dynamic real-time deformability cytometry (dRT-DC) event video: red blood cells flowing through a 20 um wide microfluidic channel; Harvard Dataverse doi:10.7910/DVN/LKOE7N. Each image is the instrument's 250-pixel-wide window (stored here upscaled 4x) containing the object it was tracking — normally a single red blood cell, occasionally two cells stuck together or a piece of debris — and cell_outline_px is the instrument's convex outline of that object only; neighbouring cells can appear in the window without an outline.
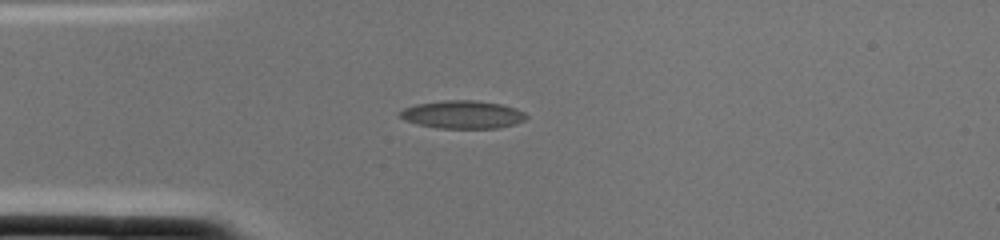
{"species": "common noctule bat (a hibernating species)", "species_latin": "Nyctalus noctula", "temperature_condition": "cold", "stored_images_in_passage": 1, "camera_frame_rate_fps": 3000, "um_per_image_px": 0.085, "animal": {"sex": "female", "body_mass_g": 22.0, "forearm_length_mm": 56.7}, "frame": {"image": 1, "passage_image": 1, "time_ms": 0.0, "image_size_px": [1000, 240], "cell_outline_px": [[528, 116], [524, 120], [516, 124], [496, 128], [436, 128], [416, 124], [404, 120], [400, 116], [400, 112], [404, 108], [416, 104], [444, 100], [476, 100], [500, 104], [516, 108], [524, 112]], "centroid_in_image_um": [39.32, 9.74], "position_along_channel_um": 45.7, "area_um2": 20.63}}